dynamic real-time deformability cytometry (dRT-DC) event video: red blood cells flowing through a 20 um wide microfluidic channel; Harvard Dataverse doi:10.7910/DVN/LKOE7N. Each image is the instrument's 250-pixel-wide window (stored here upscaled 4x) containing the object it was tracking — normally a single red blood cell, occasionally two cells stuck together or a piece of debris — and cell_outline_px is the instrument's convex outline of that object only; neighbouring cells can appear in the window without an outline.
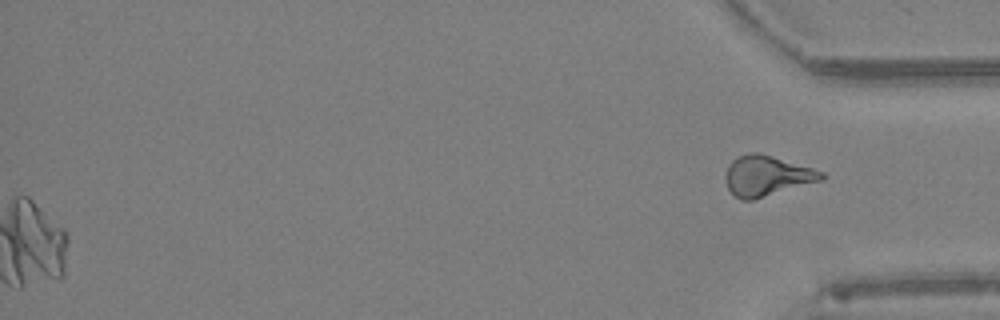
{"species": "Egyptian fruit bat (a non-hibernating species)", "species_latin": "Rousettus aegyptiacus", "temperature_condition": "warm", "stored_images_in_passage": 39, "camera_frame_rate_fps": 3000, "um_per_image_px": 0.085, "animal": {"sex": "female"}, "frame": {"image": 1, "passage_image": 39, "time_ms": 12.667, "image_size_px": [1000, 320], "cell_outline_px": [[828, 176], [824, 180], [752, 200], [740, 200], [728, 188], [724, 180], [724, 176], [728, 164], [732, 160], [740, 156], [752, 152], [760, 152], [812, 168], [824, 172]], "centroid_in_image_um": [65.19, 14.94], "position_along_channel_um": 370.0, "area_um2": 22.72}, "authors_computed_cell_mechanics": {"area_um2": 22.7154, "velocity_mm_per_s": 4.4435, "shape_relaxation_time_tau1_ms": 1.583, "shape_relaxation_time_tau2_ms": 9.3833, "deformation_change_tau1": 0.2345, "deformation_change_tau2": 0.2126}}